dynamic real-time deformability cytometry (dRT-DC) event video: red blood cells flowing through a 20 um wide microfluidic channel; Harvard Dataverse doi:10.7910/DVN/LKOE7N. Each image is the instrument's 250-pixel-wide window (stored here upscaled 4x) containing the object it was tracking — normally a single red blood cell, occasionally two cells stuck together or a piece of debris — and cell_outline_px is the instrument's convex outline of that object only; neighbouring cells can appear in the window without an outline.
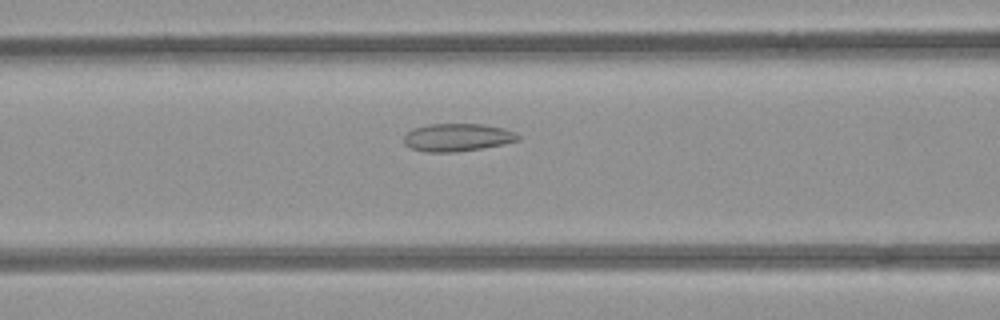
{"species": "common noctule bat (a hibernating species)", "species_latin": "Nyctalus noctula", "temperature_condition": "room temperature", "stored_images_in_passage": 41, "camera_frame_rate_fps": 3000, "um_per_image_px": 0.085, "animal": {"sex": "female", "body_mass_g": 21.9}, "frame": {"image": 1, "passage_image": 10, "time_ms": 3.0, "image_size_px": [1000, 320], "cell_outline_px": [[520, 140], [504, 144], [456, 152], [428, 152], [412, 148], [404, 144], [404, 136], [412, 128], [428, 124], [484, 124], [504, 128], [516, 132], [520, 136]], "centroid_in_image_um": [38.9, 11.67], "position_along_channel_um": 127.7, "area_um2": 18.55}}
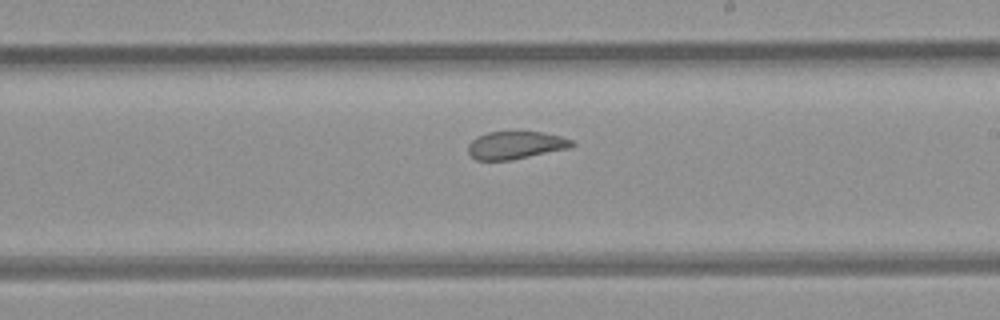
{"frame": {"image": 2, "passage_image": 19, "time_ms": 6.0, "image_size_px": [1000, 320], "cell_outline_px": [[576, 144], [572, 148], [512, 160], [476, 160], [468, 152], [468, 144], [476, 136], [488, 132], [544, 132], [560, 136], [572, 140]], "centroid_in_image_um": [43.86, 12.34], "position_along_channel_um": 245.1, "area_um2": 16.94}}
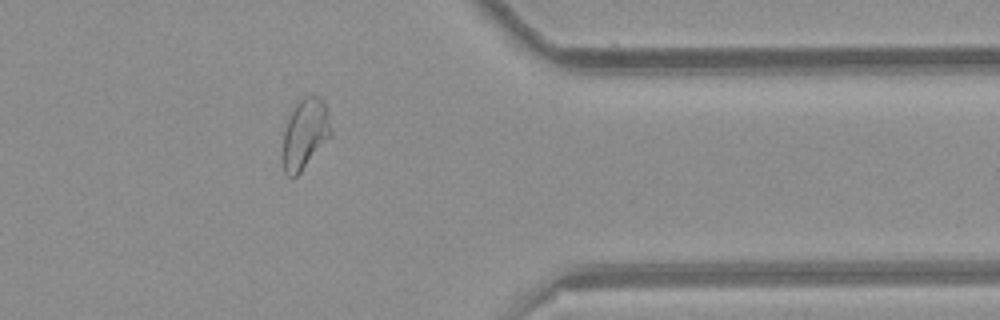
{"frame": {"image": 3, "passage_image": 31, "time_ms": 10.0, "image_size_px": [1000, 320], "cell_outline_px": [[332, 136], [300, 172], [296, 176], [288, 176], [284, 172], [284, 128], [292, 108], [304, 96], [320, 96], [324, 100], [332, 128]], "centroid_in_image_um": [25.96, 11.33], "position_along_channel_um": 385.4, "area_um2": 19.65}, "authors_computed_cell_mechanics": {"area_um2": 19.4208, "velocity_mm_per_s": 3.9181, "shape_relaxation_time_tau1_ms": null, "shape_relaxation_time_tau2_ms": 1.9962, "deformation_change_tau1": null, "deformation_change_tau2": 0.0887}}